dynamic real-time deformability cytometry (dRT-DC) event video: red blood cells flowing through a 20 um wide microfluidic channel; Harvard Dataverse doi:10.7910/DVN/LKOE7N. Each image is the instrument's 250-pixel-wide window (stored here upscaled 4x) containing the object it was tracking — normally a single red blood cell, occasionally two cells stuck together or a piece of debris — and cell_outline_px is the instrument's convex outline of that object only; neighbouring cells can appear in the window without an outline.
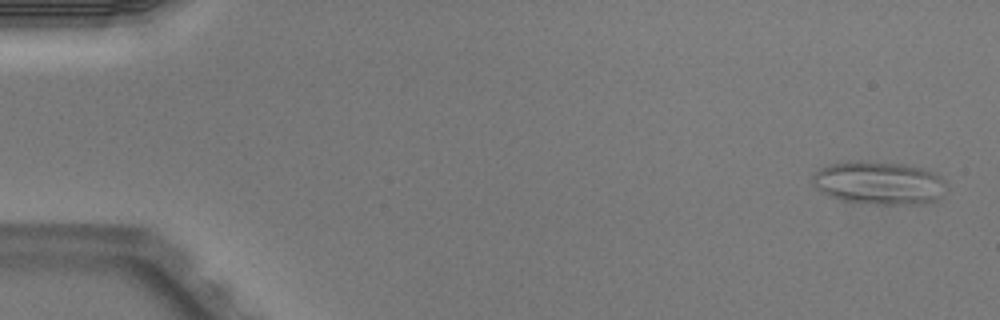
{"species": "Egyptian fruit bat (a non-hibernating species)", "species_latin": "Rousettus aegyptiacus", "temperature_condition": "warm", "stored_images_in_passage": 5, "camera_frame_rate_fps": 3000, "um_per_image_px": 0.085, "animal": {"sex": "male"}, "frame": {"image": 1, "passage_image": 1, "time_ms": 0.0, "image_size_px": [1000, 320], "cell_outline_px": [[948, 188], [936, 200], [924, 204], [876, 204], [844, 200], [832, 196], [816, 188], [812, 184], [812, 176], [820, 168], [828, 164], [848, 160], [860, 160], [904, 164], [924, 168], [936, 172], [944, 180]], "centroid_in_image_um": [74.75, 15.52], "position_along_channel_um": 10.3, "area_um2": 33.99}}